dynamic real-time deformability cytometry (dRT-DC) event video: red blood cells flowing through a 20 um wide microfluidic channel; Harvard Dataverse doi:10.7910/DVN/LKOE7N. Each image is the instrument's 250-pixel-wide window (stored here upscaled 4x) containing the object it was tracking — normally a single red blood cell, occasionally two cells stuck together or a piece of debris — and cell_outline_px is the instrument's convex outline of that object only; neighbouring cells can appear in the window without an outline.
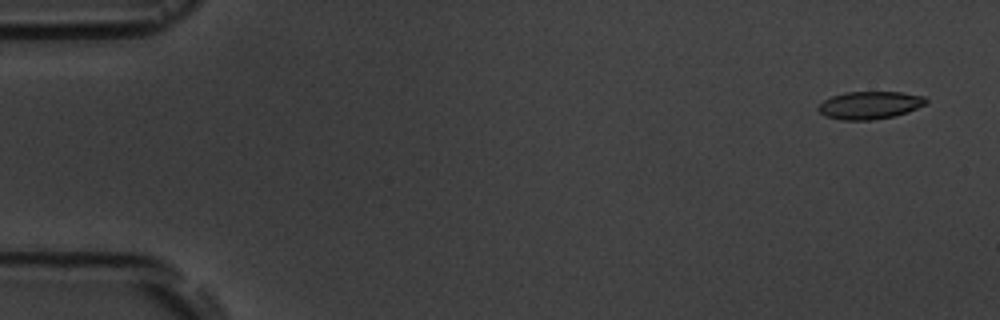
{"species": "common noctule bat (a hibernating species)", "species_latin": "Nyctalus noctula", "temperature_condition": "room temperature", "stored_images_in_passage": 4, "camera_frame_rate_fps": 3000, "um_per_image_px": 0.085, "animal": {"sex": "male", "body_mass_g": 19.5, "forearm_length_mm": 54.6}, "frame": {"image": 1, "passage_image": 1, "time_ms": 0.0, "image_size_px": [1000, 320], "cell_outline_px": [[928, 104], [908, 112], [892, 116], [872, 120], [840, 120], [824, 116], [816, 108], [824, 100], [832, 96], [844, 92], [900, 92], [924, 96], [928, 100]], "centroid_in_image_um": [73.94, 8.94], "position_along_channel_um": 11.1, "area_um2": 17.51}}
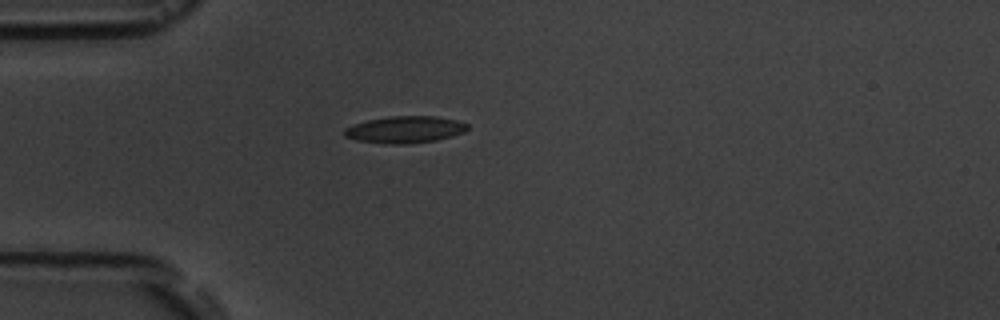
{"frame": {"image": 2, "passage_image": 4, "time_ms": 4.333, "image_size_px": [1000, 320], "cell_outline_px": [[468, 128], [464, 132], [452, 136], [436, 140], [408, 144], [392, 144], [356, 140], [344, 136], [344, 128], [352, 124], [368, 120], [388, 116], [436, 116], [456, 120], [468, 124]], "centroid_in_image_um": [34.41, 11.01], "position_along_channel_um": 50.6, "area_um2": 19.31}}